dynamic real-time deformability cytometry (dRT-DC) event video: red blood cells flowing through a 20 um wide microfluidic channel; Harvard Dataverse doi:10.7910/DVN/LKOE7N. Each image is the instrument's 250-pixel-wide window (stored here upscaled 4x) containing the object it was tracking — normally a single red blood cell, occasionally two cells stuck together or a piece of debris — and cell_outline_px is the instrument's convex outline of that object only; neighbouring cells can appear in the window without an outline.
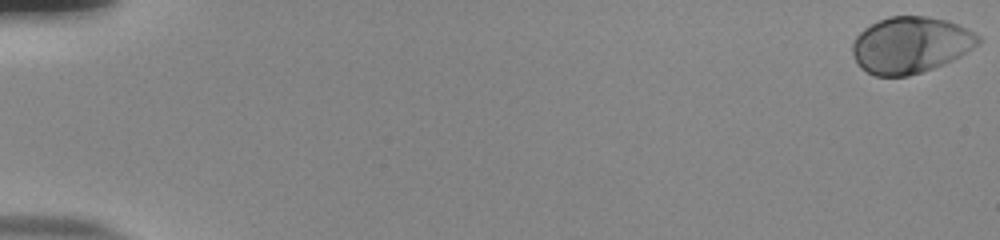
{"species": "human", "species_latin": "Homo sapiens", "temperature_condition": "room temperature", "stored_images_in_passage": 56, "camera_frame_rate_fps": 3000, "um_per_image_px": 0.085, "donor": {"sex": "male"}, "frame": {"image": 1, "passage_image": 1, "time_ms": 0.0, "image_size_px": [1000, 240], "cell_outline_px": [[984, 40], [980, 44], [960, 56], [944, 64], [908, 76], [876, 76], [860, 68], [852, 52], [852, 44], [856, 36], [864, 28], [888, 16], [928, 16], [948, 20], [980, 36]], "centroid_in_image_um": [77.41, 3.82], "position_along_channel_um": 7.6, "area_um2": 41.33}}
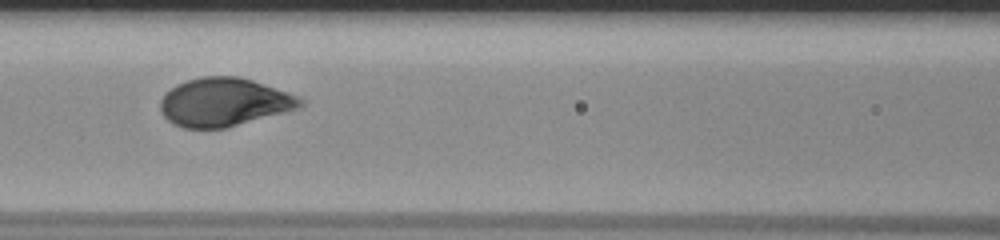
{"frame": {"image": 2, "passage_image": 27, "time_ms": 8.667, "image_size_px": [1000, 240], "cell_outline_px": [[304, 104], [300, 108], [228, 128], [184, 128], [172, 124], [160, 112], [160, 100], [164, 92], [176, 84], [188, 80], [204, 76], [240, 76], [288, 92], [304, 100]], "centroid_in_image_um": [19.03, 8.69], "position_along_channel_um": 147.6, "area_um2": 39.77}}
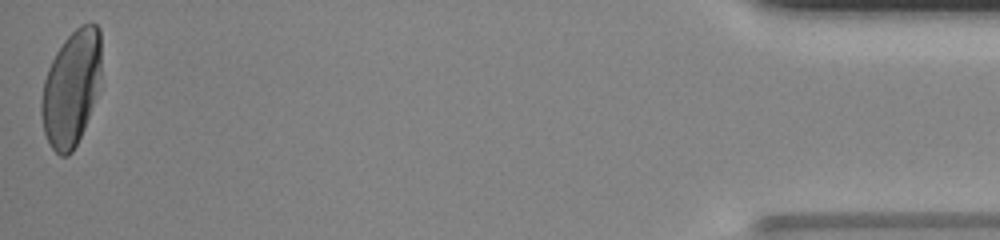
{"frame": {"image": 3, "passage_image": 56, "time_ms": 18.333, "image_size_px": [1000, 240], "cell_outline_px": [[100, 76], [92, 104], [84, 128], [72, 152], [68, 156], [60, 156], [52, 148], [44, 132], [40, 112], [40, 100], [44, 80], [48, 68], [56, 52], [64, 40], [80, 24], [92, 20], [100, 28]], "centroid_in_image_um": [6.03, 7.46], "position_along_channel_um": 429.2, "area_um2": 40.06}, "authors_computed_cell_mechanics": {"area_um2": 39.8242, "velocity_mm_per_s": 3.7545, "shape_relaxation_time_tau1_ms": 2.5498, "shape_relaxation_time_tau2_ms": null, "deformation_change_tau1": 0.1578, "deformation_change_tau2": null}}